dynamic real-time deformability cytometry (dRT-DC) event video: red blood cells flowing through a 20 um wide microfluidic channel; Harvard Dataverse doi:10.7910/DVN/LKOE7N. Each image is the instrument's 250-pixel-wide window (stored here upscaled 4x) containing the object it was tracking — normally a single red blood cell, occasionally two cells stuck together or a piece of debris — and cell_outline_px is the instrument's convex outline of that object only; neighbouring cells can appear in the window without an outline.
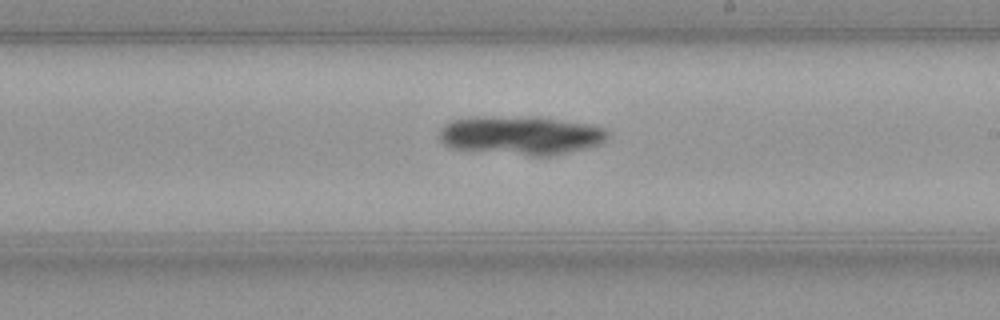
{"species": "common noctule bat (a hibernating species)", "species_latin": "Nyctalus noctula", "temperature_condition": "warm", "stored_images_in_passage": 23, "camera_frame_rate_fps": 3000, "um_per_image_px": 0.085, "animal": {"sex": "female", "body_mass_g": 21.9}, "frame": {"image": 1, "passage_image": 14, "time_ms": 4.333, "image_size_px": [1000, 320], "cell_outline_px": [[588, 136], [576, 140], [548, 144], [456, 136], [456, 132], [464, 128], [532, 128], [584, 132]], "centroid_in_image_um": [44.43, 11.46], "position_along_channel_um": 244.6, "area_um2": 10.64}}